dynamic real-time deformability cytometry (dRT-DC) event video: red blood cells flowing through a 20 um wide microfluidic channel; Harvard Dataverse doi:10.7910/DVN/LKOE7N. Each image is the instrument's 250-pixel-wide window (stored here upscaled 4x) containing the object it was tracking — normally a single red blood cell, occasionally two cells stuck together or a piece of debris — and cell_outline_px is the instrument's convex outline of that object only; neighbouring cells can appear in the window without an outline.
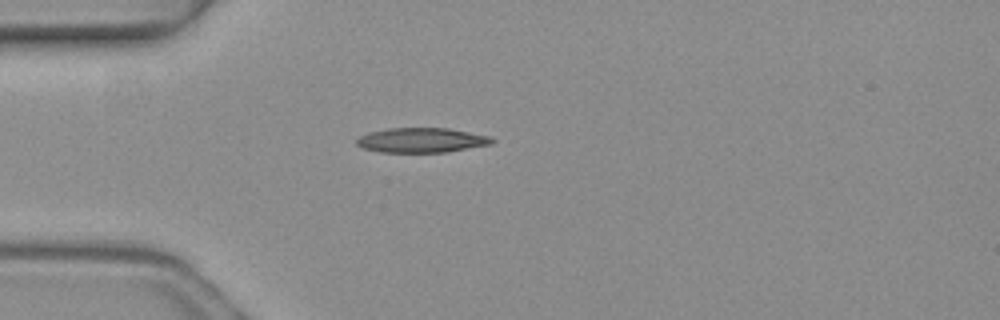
{"species": "common noctule bat (a hibernating species)", "species_latin": "Nyctalus noctula", "temperature_condition": "warm", "stored_images_in_passage": 2, "camera_frame_rate_fps": 3000, "um_per_image_px": 0.085, "animal": {"sex": "female", "body_mass_g": 19.3, "forearm_length_mm": 54.1}, "frame": {"image": 1, "passage_image": 2, "time_ms": 0.333, "image_size_px": [1000, 320], "cell_outline_px": [[496, 140], [492, 144], [448, 152], [380, 152], [364, 148], [356, 144], [356, 140], [360, 136], [368, 132], [388, 128], [448, 128], [492, 136]], "centroid_in_image_um": [35.87, 11.91], "position_along_channel_um": 49.1, "area_um2": 19.65}}